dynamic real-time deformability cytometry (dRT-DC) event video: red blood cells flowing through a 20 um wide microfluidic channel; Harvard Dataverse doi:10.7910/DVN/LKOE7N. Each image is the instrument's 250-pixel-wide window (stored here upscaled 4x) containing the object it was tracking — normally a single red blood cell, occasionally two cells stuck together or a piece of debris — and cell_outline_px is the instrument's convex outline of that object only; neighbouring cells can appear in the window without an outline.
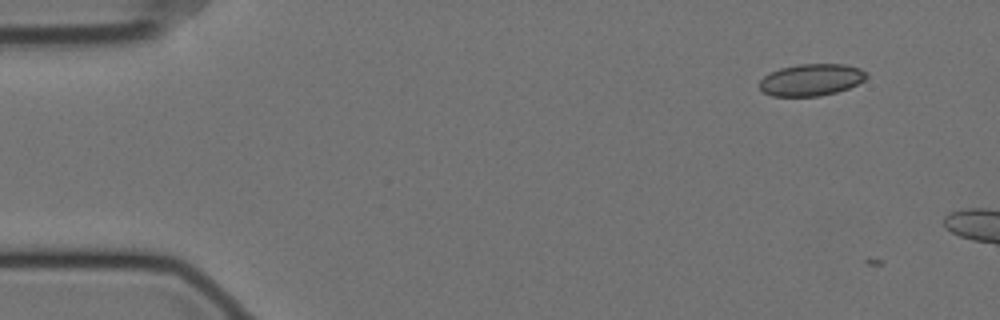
{"species": "Egyptian fruit bat (a non-hibernating species)", "species_latin": "Rousettus aegyptiacus", "temperature_condition": "cold", "stored_images_in_passage": 6, "camera_frame_rate_fps": 3000, "um_per_image_px": 0.085, "animal": {"sex": "female"}, "frame": {"image": 1, "passage_image": 5, "time_ms": 1.333, "image_size_px": [1000, 320], "cell_outline_px": [[868, 76], [864, 80], [848, 88], [836, 92], [820, 96], [772, 96], [764, 92], [760, 88], [760, 80], [764, 76], [780, 68], [800, 64], [844, 64], [860, 68], [868, 72]], "centroid_in_image_um": [68.98, 6.78], "position_along_channel_um": 16.0, "area_um2": 19.83}}